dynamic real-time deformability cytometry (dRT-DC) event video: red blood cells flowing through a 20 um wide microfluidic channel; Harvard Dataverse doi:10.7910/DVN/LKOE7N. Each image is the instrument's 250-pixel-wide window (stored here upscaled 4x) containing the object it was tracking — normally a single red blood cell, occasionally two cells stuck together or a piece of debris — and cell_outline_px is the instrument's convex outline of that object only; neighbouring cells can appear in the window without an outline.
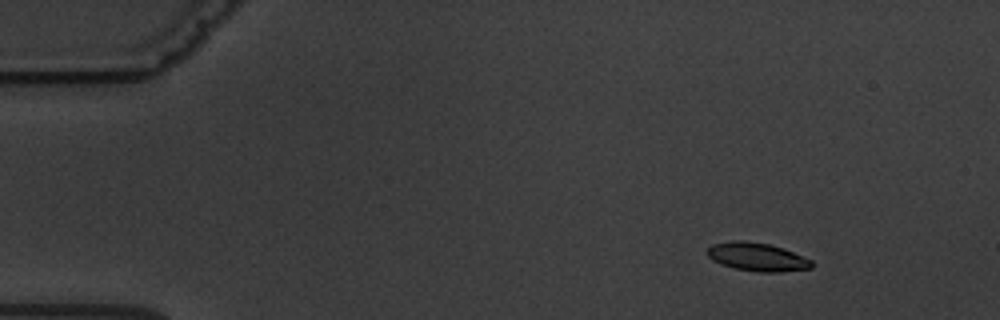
{"species": "common noctule bat (a hibernating species)", "species_latin": "Nyctalus noctula", "temperature_condition": "warm", "stored_images_in_passage": 5, "camera_frame_rate_fps": 3000, "um_per_image_px": 0.085, "animal": {"sex": "male", "body_mass_g": 19.5, "forearm_length_mm": 54.6}, "frame": {"image": 1, "passage_image": 2, "time_ms": 1.333, "image_size_px": [1000, 320], "cell_outline_px": [[812, 268], [780, 272], [760, 272], [732, 268], [720, 264], [712, 260], [708, 256], [708, 248], [712, 244], [732, 240], [744, 240], [768, 244], [792, 252], [812, 260]], "centroid_in_image_um": [64.32, 21.84], "position_along_channel_um": 20.7, "area_um2": 17.17}}
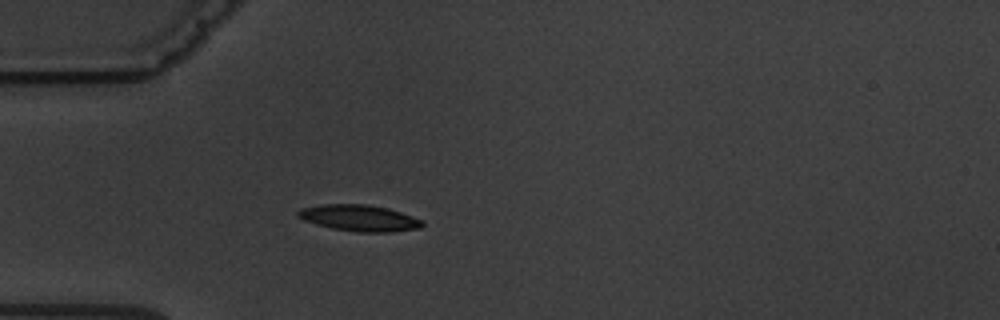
{"frame": {"image": 2, "passage_image": 5, "time_ms": 4.667, "image_size_px": [1000, 320], "cell_outline_px": [[424, 224], [420, 228], [392, 232], [360, 232], [332, 228], [316, 224], [304, 220], [296, 216], [296, 212], [300, 208], [324, 204], [368, 204], [388, 208], [424, 220]], "centroid_in_image_um": [30.55, 18.52], "position_along_channel_um": 54.5, "area_um2": 19.13}}